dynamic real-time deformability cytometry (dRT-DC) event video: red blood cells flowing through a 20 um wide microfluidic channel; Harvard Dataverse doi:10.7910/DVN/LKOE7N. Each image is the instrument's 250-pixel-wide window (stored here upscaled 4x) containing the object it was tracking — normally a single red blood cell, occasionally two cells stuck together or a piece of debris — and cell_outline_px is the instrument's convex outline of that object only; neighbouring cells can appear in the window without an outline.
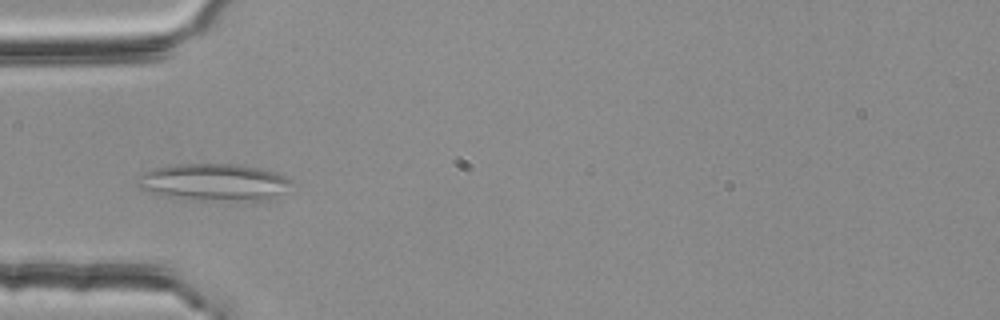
{"species": "common noctule bat (a hibernating species)", "species_latin": "Nyctalus noctula", "temperature_condition": "room temperature", "stored_images_in_passage": 46, "camera_frame_rate_fps": 3000, "um_per_image_px": 0.085, "animal": {"sex": "female", "body_mass_g": 25.1}, "frame": {"image": 1, "passage_image": 17, "time_ms": 5.333, "image_size_px": [1000, 320], "cell_outline_px": [[292, 180], [284, 192], [268, 200], [192, 200], [160, 196], [140, 188], [136, 184], [144, 172], [152, 168], [172, 164], [236, 164], [276, 172]], "centroid_in_image_um": [18.14, 15.49], "position_along_channel_um": 66.9, "area_um2": 33.29}}
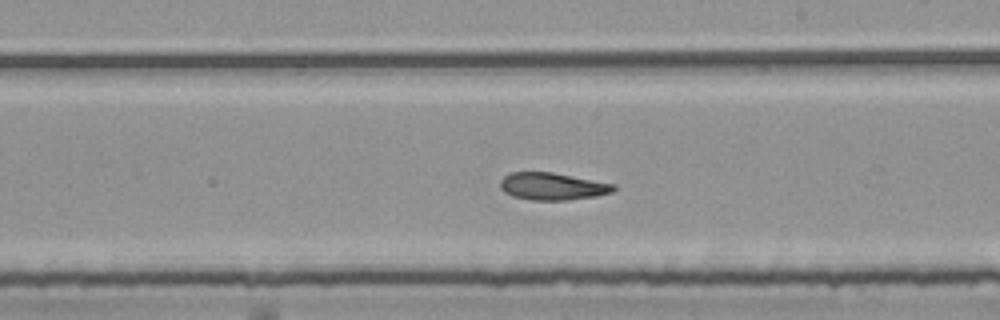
{"frame": {"image": 2, "passage_image": 31, "time_ms": 10.0, "image_size_px": [1000, 320], "cell_outline_px": [[616, 188], [612, 192], [596, 196], [568, 200], [532, 200], [512, 196], [504, 192], [500, 188], [500, 180], [504, 176], [512, 172], [552, 172], [616, 184]], "centroid_in_image_um": [46.95, 15.84], "position_along_channel_um": 242.0, "area_um2": 18.09}}
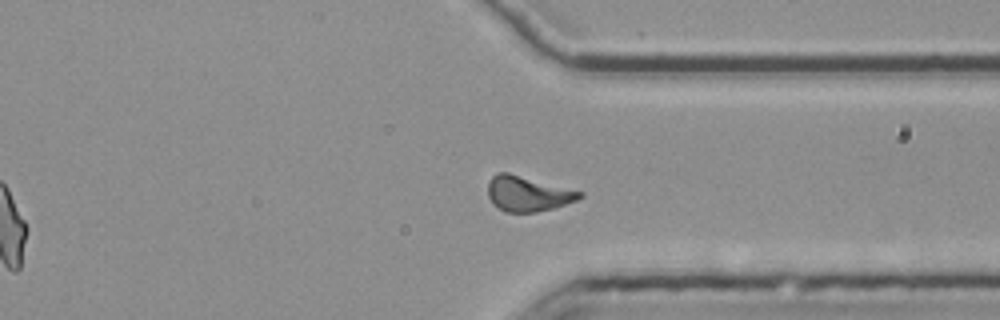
{"frame": {"image": 3, "passage_image": 41, "time_ms": 13.333, "image_size_px": [1000, 320], "cell_outline_px": [[584, 196], [576, 200], [552, 208], [536, 212], [508, 212], [500, 208], [488, 196], [488, 180], [496, 172], [508, 172], [584, 192]], "centroid_in_image_um": [44.86, 16.44], "position_along_channel_um": 366.5, "area_um2": 18.61}, "authors_computed_cell_mechanics": {"area_um2": 19.4497, "velocity_mm_per_s": 3.7576, "shape_relaxation_time_tau1_ms": null, "shape_relaxation_time_tau2_ms": 5.0945, "deformation_change_tau1": null, "deformation_change_tau2": 0.1288}}